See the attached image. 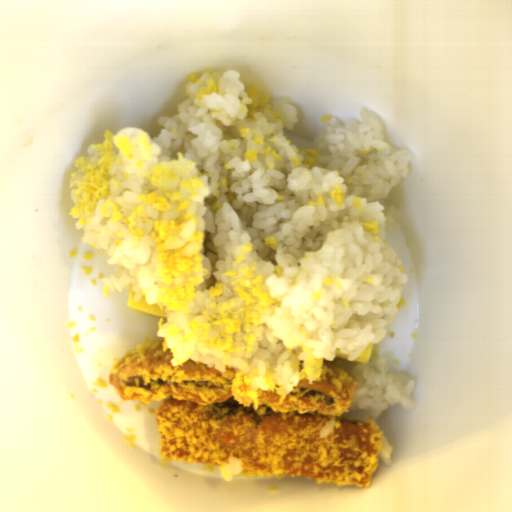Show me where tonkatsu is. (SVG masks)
Returning a JSON list of instances; mask_svg holds the SVG:
<instances>
[{
  "label": "tonkatsu",
  "mask_w": 512,
  "mask_h": 512,
  "mask_svg": "<svg viewBox=\"0 0 512 512\" xmlns=\"http://www.w3.org/2000/svg\"><path fill=\"white\" fill-rule=\"evenodd\" d=\"M164 337L147 338L114 357L107 379L119 398L158 406L161 464L187 461L209 471L240 461L237 475L356 485L366 489L379 466L383 432L370 419L347 418L355 379L328 362L319 380L253 389L251 372L217 370L191 358L172 365Z\"/></svg>",
  "instance_id": "tonkatsu-1"
}]
</instances>
